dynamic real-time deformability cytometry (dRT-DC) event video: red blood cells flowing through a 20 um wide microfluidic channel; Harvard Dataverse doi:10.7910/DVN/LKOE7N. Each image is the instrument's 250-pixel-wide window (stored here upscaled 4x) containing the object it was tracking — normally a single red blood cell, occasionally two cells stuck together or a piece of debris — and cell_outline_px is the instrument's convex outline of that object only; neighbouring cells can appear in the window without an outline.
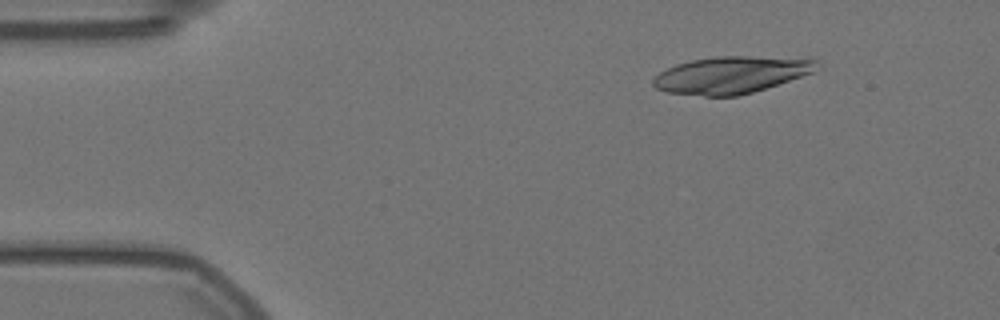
{"species": "Egyptian fruit bat (a non-hibernating species)", "species_latin": "Rousettus aegyptiacus", "temperature_condition": "warm", "stored_images_in_passage": 50, "camera_frame_rate_fps": 3000, "um_per_image_px": 0.085, "animal": {"sex": "female"}, "frame": {"image": 1, "passage_image": 1, "time_ms": 0.0, "image_size_px": [1000, 320], "cell_outline_px": [[820, 68], [812, 72], [752, 92], [736, 96], [704, 96], [668, 92], [656, 88], [652, 84], [652, 80], [660, 72], [676, 64], [692, 60], [716, 56], [808, 56], [816, 60]], "centroid_in_image_um": [62.21, 6.33], "position_along_channel_um": 22.8, "area_um2": 35.49}}